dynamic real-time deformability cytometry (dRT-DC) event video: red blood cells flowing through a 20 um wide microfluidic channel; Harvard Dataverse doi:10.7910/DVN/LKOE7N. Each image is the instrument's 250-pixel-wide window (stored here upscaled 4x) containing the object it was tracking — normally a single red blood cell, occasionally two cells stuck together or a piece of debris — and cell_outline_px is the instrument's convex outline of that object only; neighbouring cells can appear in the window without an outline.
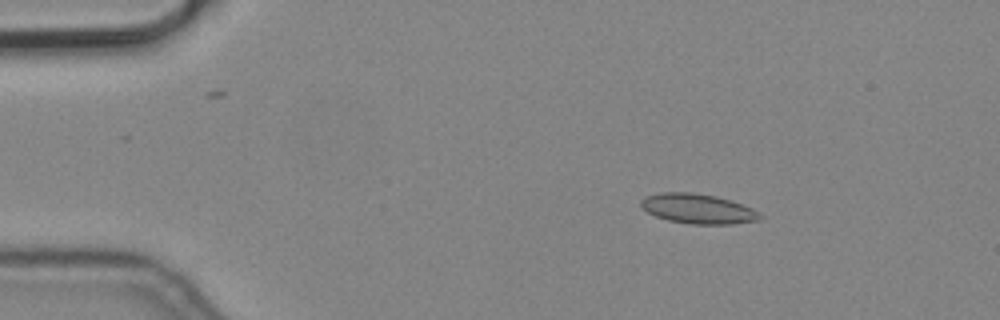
{"species": "common noctule bat (a hibernating species)", "species_latin": "Nyctalus noctula", "temperature_condition": "cold", "stored_images_in_passage": 4, "camera_frame_rate_fps": 3000, "um_per_image_px": 0.085, "animal": {"sex": "male", "body_mass_g": 19.2, "forearm_length_mm": 51.8}, "frame": {"image": 1, "passage_image": 1, "time_ms": 0.0, "image_size_px": [1000, 320], "cell_outline_px": [[764, 216], [760, 220], [732, 224], [692, 224], [668, 220], [656, 216], [640, 208], [640, 200], [644, 196], [660, 192], [692, 192], [716, 196], [752, 208]], "centroid_in_image_um": [59.29, 17.74], "position_along_channel_um": 25.7, "area_um2": 20.75}}
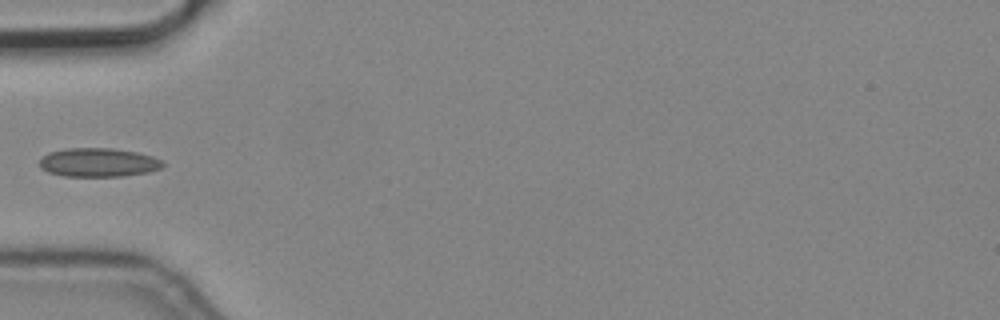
{"frame": {"image": 2, "passage_image": 4, "time_ms": 1.0, "image_size_px": [1000, 320], "cell_outline_px": [[164, 164], [160, 168], [148, 172], [124, 176], [64, 176], [48, 172], [40, 168], [40, 160], [48, 152], [64, 148], [112, 148], [136, 152], [152, 156], [160, 160]], "centroid_in_image_um": [8.33, 13.8], "position_along_channel_um": 76.7, "area_um2": 20.63}}